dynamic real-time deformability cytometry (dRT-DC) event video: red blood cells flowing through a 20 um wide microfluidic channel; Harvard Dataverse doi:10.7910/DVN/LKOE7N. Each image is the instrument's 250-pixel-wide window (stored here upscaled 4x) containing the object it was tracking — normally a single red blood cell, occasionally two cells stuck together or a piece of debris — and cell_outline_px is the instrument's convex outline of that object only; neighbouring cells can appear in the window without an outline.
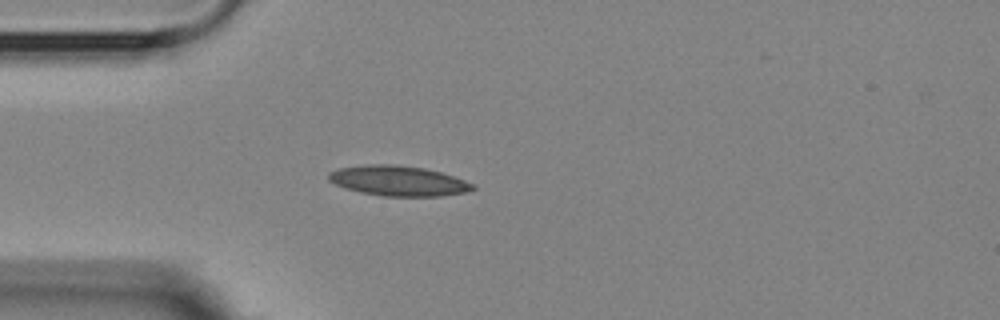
{"species": "Egyptian fruit bat (a non-hibernating species)", "species_latin": "Rousettus aegyptiacus", "temperature_condition": "room temperature", "stored_images_in_passage": 1, "camera_frame_rate_fps": 3000, "um_per_image_px": 0.085, "animal": {"sex": "female"}, "frame": {"image": 1, "passage_image": 1, "time_ms": 0.0, "image_size_px": [1000, 320], "cell_outline_px": [[476, 188], [464, 192], [440, 196], [384, 196], [344, 188], [328, 180], [328, 172], [336, 168], [364, 164], [392, 164], [424, 168], [440, 172], [464, 180], [472, 184]], "centroid_in_image_um": [33.8, 15.35], "position_along_channel_um": 51.2, "area_um2": 25.14}}